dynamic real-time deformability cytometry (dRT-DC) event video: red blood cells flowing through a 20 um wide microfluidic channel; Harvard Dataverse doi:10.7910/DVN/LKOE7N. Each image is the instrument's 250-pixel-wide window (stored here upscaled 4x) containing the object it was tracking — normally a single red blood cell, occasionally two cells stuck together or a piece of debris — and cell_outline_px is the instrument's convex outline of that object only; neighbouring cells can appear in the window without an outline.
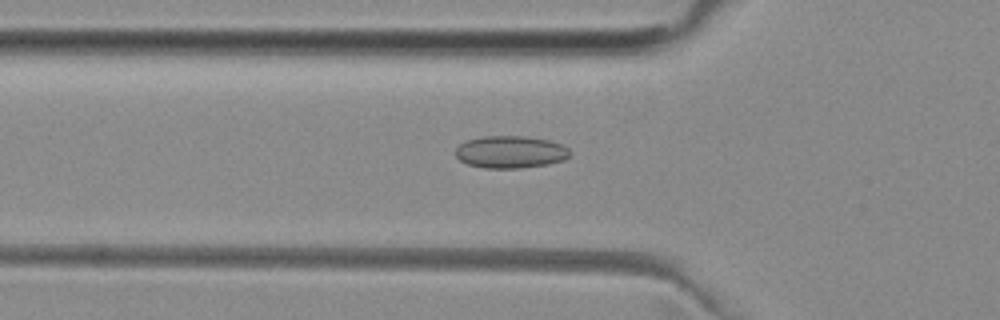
{"species": "common noctule bat (a hibernating species)", "species_latin": "Nyctalus noctula", "temperature_condition": "room temperature", "stored_images_in_passage": 21, "camera_frame_rate_fps": 3000, "um_per_image_px": 0.085, "animal": {"sex": "female", "body_mass_g": 29.2, "forearm_length_mm": 56.3}, "frame": {"image": 1, "passage_image": 8, "time_ms": 2.333, "image_size_px": [1000, 320], "cell_outline_px": [[572, 152], [564, 160], [548, 164], [520, 168], [484, 168], [468, 164], [460, 160], [456, 156], [456, 148], [464, 140], [484, 136], [524, 136], [548, 140], [564, 144]], "centroid_in_image_um": [43.4, 12.91], "position_along_channel_um": 82.4, "area_um2": 21.68}}
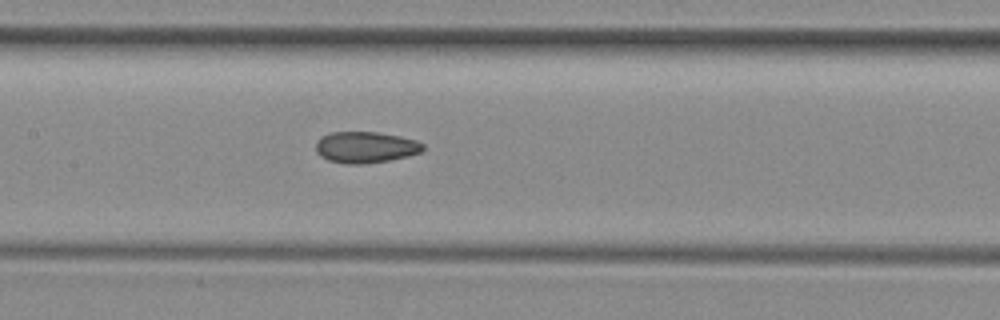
{"frame": {"image": 2, "passage_image": 15, "time_ms": 4.667, "image_size_px": [1000, 320], "cell_outline_px": [[424, 148], [420, 152], [408, 156], [388, 160], [360, 164], [344, 164], [328, 160], [320, 156], [316, 152], [316, 144], [320, 136], [328, 132], [376, 132], [400, 136], [416, 140], [424, 144]], "centroid_in_image_um": [31.04, 12.51], "position_along_channel_um": 176.4, "area_um2": 19.59}}
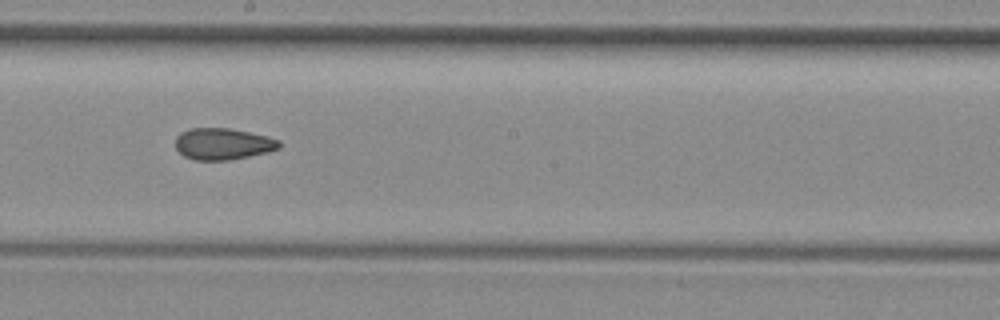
{"frame": {"image": 3, "passage_image": 19, "time_ms": 6.0, "image_size_px": [1000, 320], "cell_outline_px": [[280, 148], [268, 152], [228, 160], [196, 160], [184, 156], [176, 148], [176, 136], [180, 132], [192, 128], [228, 128], [248, 132], [280, 140]], "centroid_in_image_um": [18.93, 12.23], "position_along_channel_um": 229.3, "area_um2": 18.9}}